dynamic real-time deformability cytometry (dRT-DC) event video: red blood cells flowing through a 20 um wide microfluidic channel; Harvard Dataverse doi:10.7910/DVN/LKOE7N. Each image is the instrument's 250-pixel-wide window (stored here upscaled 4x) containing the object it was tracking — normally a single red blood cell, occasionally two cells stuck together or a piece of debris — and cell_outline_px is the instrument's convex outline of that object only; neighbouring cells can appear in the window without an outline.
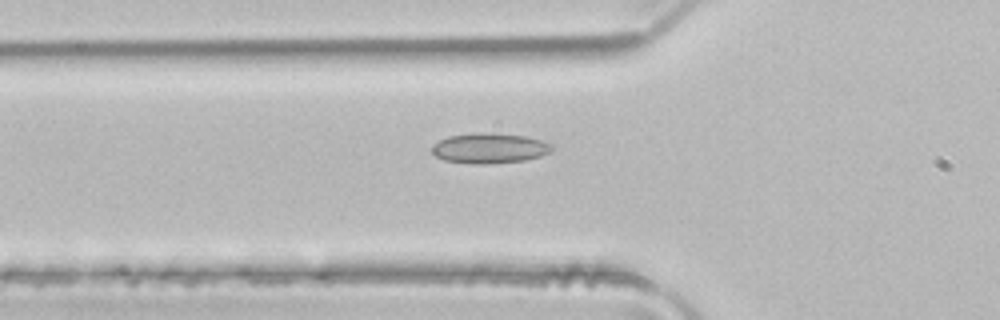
{"species": "common noctule bat (a hibernating species)", "species_latin": "Nyctalus noctula", "temperature_condition": "room temperature", "stored_images_in_passage": 3, "camera_frame_rate_fps": 3000, "um_per_image_px": 0.085, "animal": {"sex": "male", "body_mass_g": 21.5, "forearm_length_mm": 52.0}, "frame": {"image": 1, "passage_image": 3, "time_ms": 0.667, "image_size_px": [1000, 320], "cell_outline_px": [[552, 152], [540, 156], [524, 160], [488, 164], [472, 164], [444, 160], [436, 156], [432, 152], [432, 144], [448, 136], [524, 136], [540, 140], [552, 144]], "centroid_in_image_um": [41.61, 12.67], "position_along_channel_um": 84.2, "area_um2": 19.94}}